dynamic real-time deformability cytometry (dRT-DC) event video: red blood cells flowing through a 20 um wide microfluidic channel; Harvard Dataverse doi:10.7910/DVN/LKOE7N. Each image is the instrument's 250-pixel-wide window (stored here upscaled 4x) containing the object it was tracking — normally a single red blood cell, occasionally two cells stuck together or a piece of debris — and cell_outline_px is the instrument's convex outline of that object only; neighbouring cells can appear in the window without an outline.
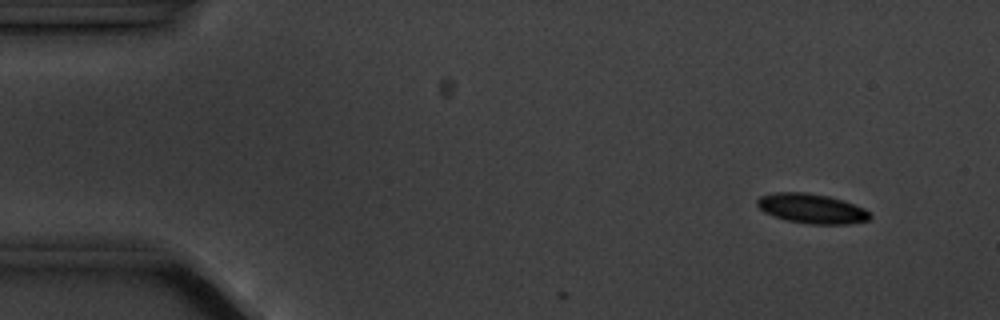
{"species": "common noctule bat (a hibernating species)", "species_latin": "Nyctalus noctula", "temperature_condition": "cold", "stored_images_in_passage": 7, "camera_frame_rate_fps": 3000, "um_per_image_px": 0.085, "animal": {"sex": "male", "body_mass_g": 20.1, "forearm_length_mm": 53.5}, "frame": {"image": 1, "passage_image": 2, "time_ms": 1.0, "image_size_px": [1000, 320], "cell_outline_px": [[872, 216], [868, 220], [848, 224], [812, 224], [784, 220], [772, 216], [764, 212], [756, 204], [756, 200], [760, 196], [776, 192], [804, 192], [828, 196], [844, 200], [864, 208]], "centroid_in_image_um": [68.97, 17.73], "position_along_channel_um": 16.0, "area_um2": 19.59}}
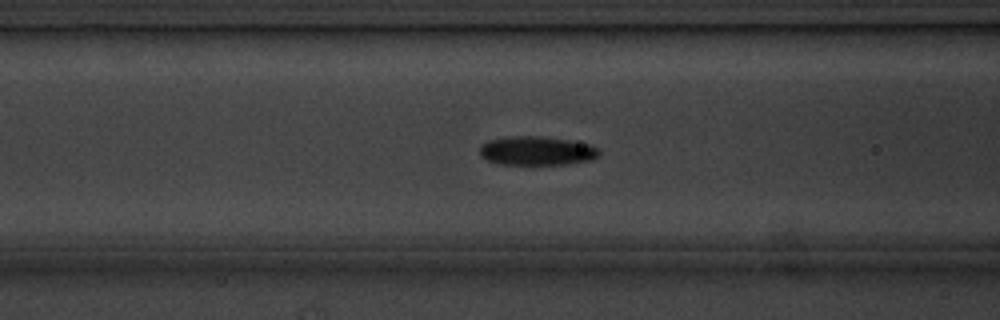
{"frame": {"image": 2, "passage_image": 6, "time_ms": 6.667, "image_size_px": [1000, 320], "cell_outline_px": [[600, 152], [592, 160], [564, 164], [500, 164], [488, 160], [480, 156], [480, 144], [488, 140], [512, 136], [540, 136], [568, 140], [588, 144], [600, 148]], "centroid_in_image_um": [45.61, 12.81], "position_along_channel_um": 121.0, "area_um2": 20.06}}